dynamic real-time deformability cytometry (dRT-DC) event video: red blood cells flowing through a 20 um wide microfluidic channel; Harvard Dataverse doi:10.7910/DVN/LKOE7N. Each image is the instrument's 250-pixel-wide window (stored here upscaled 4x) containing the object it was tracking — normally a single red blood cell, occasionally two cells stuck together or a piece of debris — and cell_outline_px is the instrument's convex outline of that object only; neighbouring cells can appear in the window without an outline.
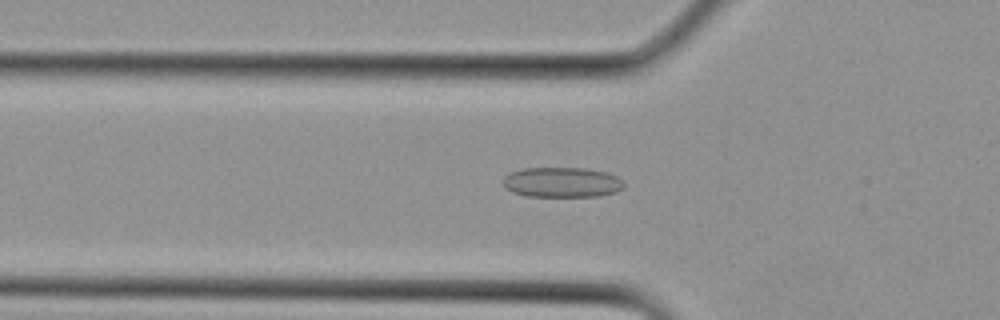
{"species": "Egyptian fruit bat (a non-hibernating species)", "species_latin": "Rousettus aegyptiacus", "temperature_condition": "cold", "stored_images_in_passage": 28, "camera_frame_rate_fps": 3000, "um_per_image_px": 0.085, "animal": {"sex": "female"}, "frame": {"image": 1, "passage_image": 8, "time_ms": 2.333, "image_size_px": [1000, 320], "cell_outline_px": [[624, 188], [616, 192], [600, 196], [528, 196], [512, 192], [504, 188], [504, 176], [512, 172], [524, 168], [584, 168], [608, 172], [624, 180]], "centroid_in_image_um": [47.8, 15.49], "position_along_channel_um": 78.0, "area_um2": 21.33}}
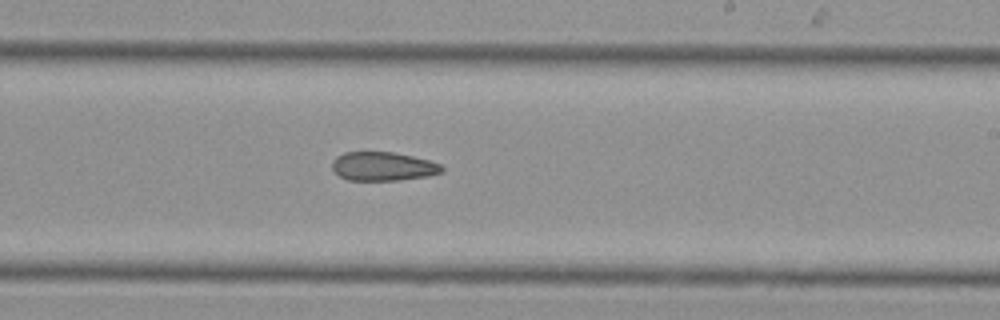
{"frame": {"image": 2, "passage_image": 16, "time_ms": 5.0, "image_size_px": [1000, 320], "cell_outline_px": [[444, 172], [428, 176], [400, 180], [348, 180], [340, 176], [332, 168], [332, 160], [336, 156], [344, 152], [392, 152], [412, 156], [428, 160], [440, 164], [444, 168]], "centroid_in_image_um": [32.56, 14.14], "position_along_channel_um": 256.4, "area_um2": 18.44}}
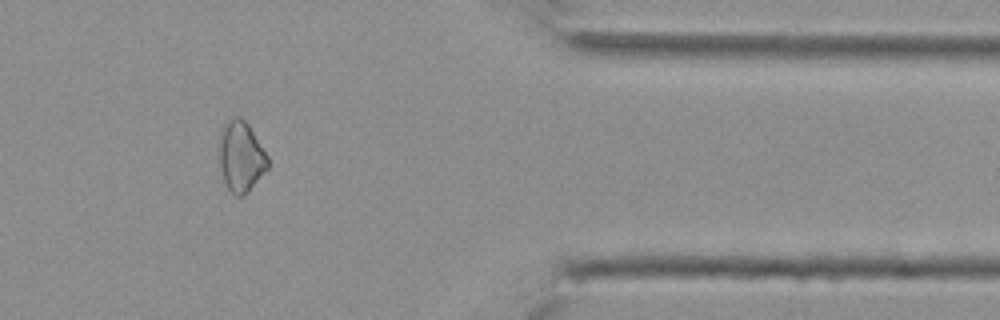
{"frame": {"image": 3, "passage_image": 23, "time_ms": 7.333, "image_size_px": [1000, 320], "cell_outline_px": [[268, 168], [248, 192], [244, 196], [236, 196], [228, 188], [224, 180], [220, 168], [220, 128], [228, 116], [240, 116], [248, 124], [268, 156]], "centroid_in_image_um": [20.47, 13.26], "position_along_channel_um": 390.9, "area_um2": 20.11}}